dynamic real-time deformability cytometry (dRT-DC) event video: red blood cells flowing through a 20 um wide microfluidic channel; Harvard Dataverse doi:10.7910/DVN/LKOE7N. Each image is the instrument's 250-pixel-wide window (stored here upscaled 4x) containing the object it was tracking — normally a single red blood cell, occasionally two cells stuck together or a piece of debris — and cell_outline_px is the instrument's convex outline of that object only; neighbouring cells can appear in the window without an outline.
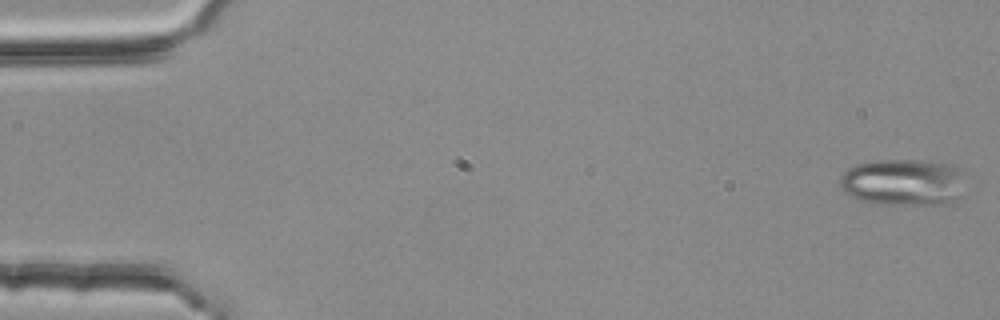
{"species": "common noctule bat (a hibernating species)", "species_latin": "Nyctalus noctula", "temperature_condition": "room temperature", "stored_images_in_passage": 54, "camera_frame_rate_fps": 3000, "um_per_image_px": 0.085, "animal": {"sex": "female", "body_mass_g": 25.1}, "frame": {"image": 1, "passage_image": 1, "time_ms": 0.0, "image_size_px": [1000, 320], "cell_outline_px": [[968, 172], [956, 204], [876, 204], [860, 200], [844, 192], [840, 188], [840, 176], [848, 168], [856, 164], [876, 160], [924, 160], [952, 164], [964, 168]], "centroid_in_image_um": [76.86, 15.48], "position_along_channel_um": 8.1, "area_um2": 35.2}}
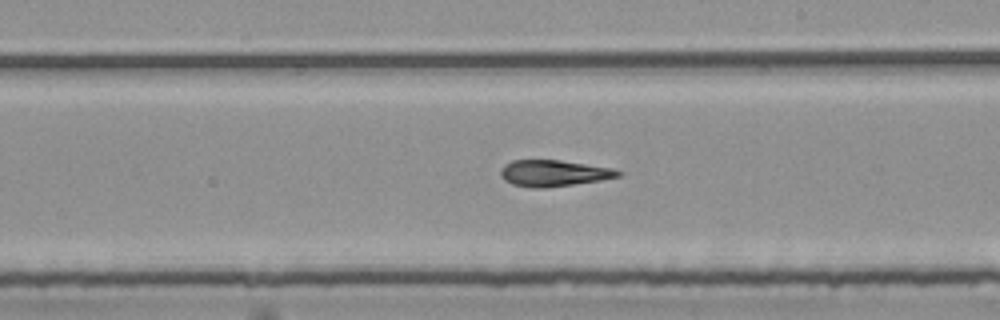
{"frame": {"image": 2, "passage_image": 31, "time_ms": 10.0, "image_size_px": [1000, 320], "cell_outline_px": [[620, 176], [600, 180], [544, 188], [532, 188], [512, 184], [504, 180], [500, 176], [500, 172], [504, 164], [512, 160], [560, 160], [612, 168], [620, 172]], "centroid_in_image_um": [47.0, 14.72], "position_along_channel_um": 242.0, "area_um2": 17.86}}
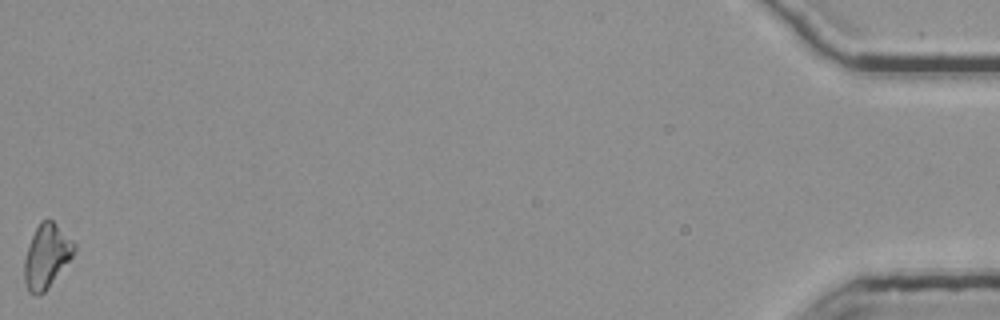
{"frame": {"image": 3, "passage_image": 54, "time_ms": 17.667, "image_size_px": [1000, 320], "cell_outline_px": [[76, 248], [72, 256], [48, 288], [40, 296], [36, 296], [28, 292], [24, 280], [24, 260], [32, 236], [40, 220], [48, 216], [76, 244]], "centroid_in_image_um": [3.94, 21.77], "position_along_channel_um": 431.3, "area_um2": 18.5}, "authors_computed_cell_mechanics": {"area_um2": 18.5538, "velocity_mm_per_s": 3.7951, "shape_relaxation_time_tau1_ms": 10.6654, "shape_relaxation_time_tau2_ms": 3.1597, "deformation_change_tau1": 0.2566, "deformation_change_tau2": 0.1052}}